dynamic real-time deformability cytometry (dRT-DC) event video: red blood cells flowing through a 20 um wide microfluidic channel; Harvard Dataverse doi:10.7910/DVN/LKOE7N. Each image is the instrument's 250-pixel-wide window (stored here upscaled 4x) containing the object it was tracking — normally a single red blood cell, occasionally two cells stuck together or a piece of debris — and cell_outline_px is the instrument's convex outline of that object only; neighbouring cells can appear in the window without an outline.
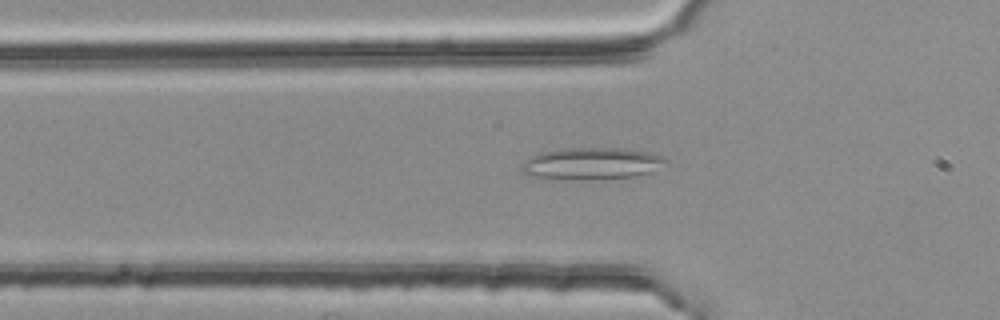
{"species": "common noctule bat (a hibernating species)", "species_latin": "Nyctalus noctula", "temperature_condition": "room temperature", "stored_images_in_passage": 54, "camera_frame_rate_fps": 3000, "um_per_image_px": 0.085, "animal": {"sex": "female", "body_mass_g": 25.1}, "frame": {"image": 1, "passage_image": 17, "time_ms": 5.333, "image_size_px": [1000, 320], "cell_outline_px": [[668, 160], [648, 172], [636, 176], [540, 180], [524, 176], [520, 168], [520, 164], [524, 160], [540, 152], [568, 148], [620, 148], [648, 152], [664, 156]], "centroid_in_image_um": [50.12, 13.9], "position_along_channel_um": 75.7, "area_um2": 26.7}}
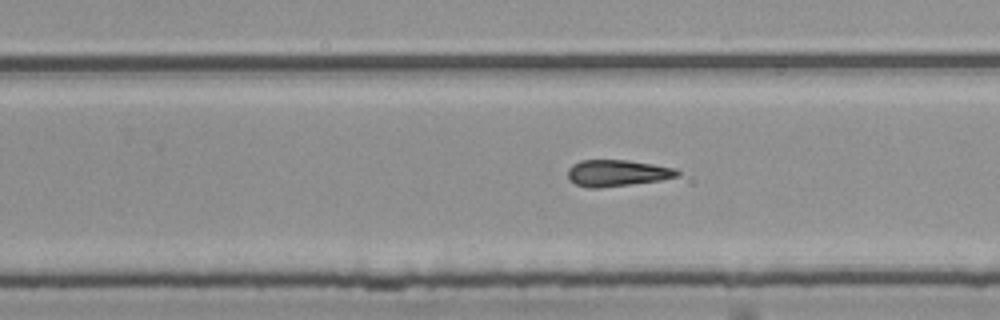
{"frame": {"image": 2, "passage_image": 33, "time_ms": 10.667, "image_size_px": [1000, 320], "cell_outline_px": [[680, 176], [660, 180], [600, 188], [588, 188], [576, 184], [568, 180], [568, 168], [572, 164], [580, 160], [628, 160], [676, 168], [680, 172]], "centroid_in_image_um": [52.44, 14.71], "position_along_channel_um": 277.4, "area_um2": 16.99}}
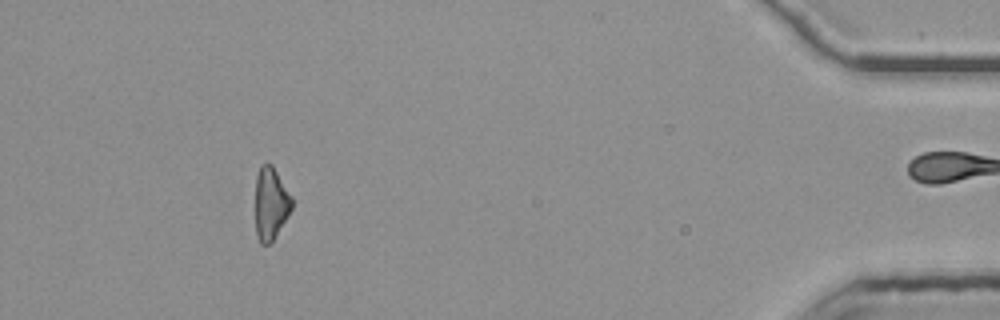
{"frame": {"image": 3, "passage_image": 49, "time_ms": 16.0, "image_size_px": [1000, 320], "cell_outline_px": [[292, 208], [288, 216], [272, 240], [268, 244], [260, 244], [256, 236], [256, 176], [260, 164], [272, 164], [292, 196]], "centroid_in_image_um": [23.01, 17.28], "position_along_channel_um": 412.2, "area_um2": 15.37}}